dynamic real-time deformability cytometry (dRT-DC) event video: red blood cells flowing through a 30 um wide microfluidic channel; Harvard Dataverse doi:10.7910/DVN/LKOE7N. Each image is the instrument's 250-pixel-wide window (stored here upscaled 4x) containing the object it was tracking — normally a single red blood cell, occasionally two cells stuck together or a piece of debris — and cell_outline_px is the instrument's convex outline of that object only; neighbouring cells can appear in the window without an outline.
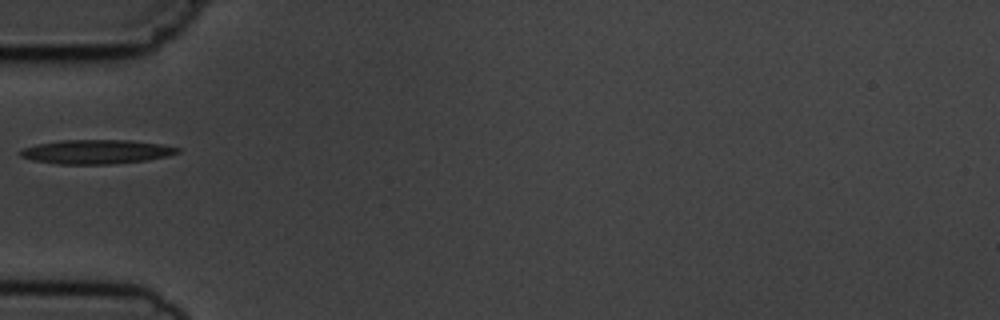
{"species": "common noctule bat (a hibernating species)", "species_latin": "Nyctalus noctula", "temperature_condition": "cold", "stored_images_in_passage": 1, "camera_frame_rate_fps": 3000, "um_per_image_px": 0.085, "animal": {"sex": "male", "body_mass_g": 19.5, "forearm_length_mm": 54.6}, "frame": {"image": 1, "passage_image": 1, "time_ms": 0.0, "image_size_px": [1000, 320], "cell_outline_px": [[180, 152], [168, 156], [148, 160], [108, 164], [56, 164], [32, 160], [20, 156], [20, 152], [24, 148], [36, 144], [60, 140], [128, 140], [160, 144], [180, 148]], "centroid_in_image_um": [8.18, 12.9], "position_along_channel_um": 76.8, "area_um2": 22.08}}